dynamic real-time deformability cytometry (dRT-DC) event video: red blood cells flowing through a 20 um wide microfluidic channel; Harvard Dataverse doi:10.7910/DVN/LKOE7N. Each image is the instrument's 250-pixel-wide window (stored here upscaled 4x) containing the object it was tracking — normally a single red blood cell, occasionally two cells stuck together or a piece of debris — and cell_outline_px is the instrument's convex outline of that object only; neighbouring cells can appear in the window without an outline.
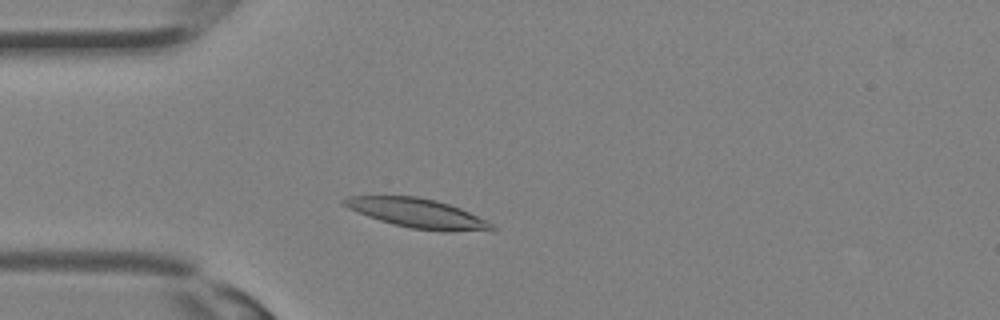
{"species": "Egyptian fruit bat (a non-hibernating species)", "species_latin": "Rousettus aegyptiacus", "temperature_condition": "room temperature", "stored_images_in_passage": 8, "camera_frame_rate_fps": 3000, "um_per_image_px": 0.085, "animal": {"sex": "female"}, "frame": {"image": 1, "passage_image": 5, "time_ms": 1.333, "image_size_px": [1000, 320], "cell_outline_px": [[496, 228], [452, 232], [448, 232], [412, 228], [392, 224], [368, 216], [348, 208], [340, 204], [340, 200], [348, 196], [416, 196], [436, 200], [460, 208], [492, 224]], "centroid_in_image_um": [35.38, 18.11], "position_along_channel_um": 49.6, "area_um2": 24.8}}
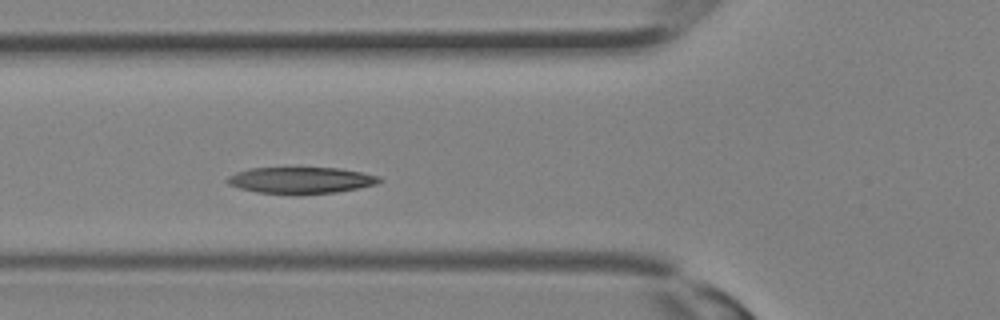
{"frame": {"image": 2, "passage_image": 8, "time_ms": 2.333, "image_size_px": [1000, 320], "cell_outline_px": [[384, 180], [376, 184], [336, 192], [300, 196], [292, 196], [256, 192], [240, 188], [228, 184], [224, 180], [228, 176], [236, 172], [248, 168], [340, 168], [364, 172], [380, 176]], "centroid_in_image_um": [25.56, 15.34], "position_along_channel_um": 100.2, "area_um2": 24.1}}